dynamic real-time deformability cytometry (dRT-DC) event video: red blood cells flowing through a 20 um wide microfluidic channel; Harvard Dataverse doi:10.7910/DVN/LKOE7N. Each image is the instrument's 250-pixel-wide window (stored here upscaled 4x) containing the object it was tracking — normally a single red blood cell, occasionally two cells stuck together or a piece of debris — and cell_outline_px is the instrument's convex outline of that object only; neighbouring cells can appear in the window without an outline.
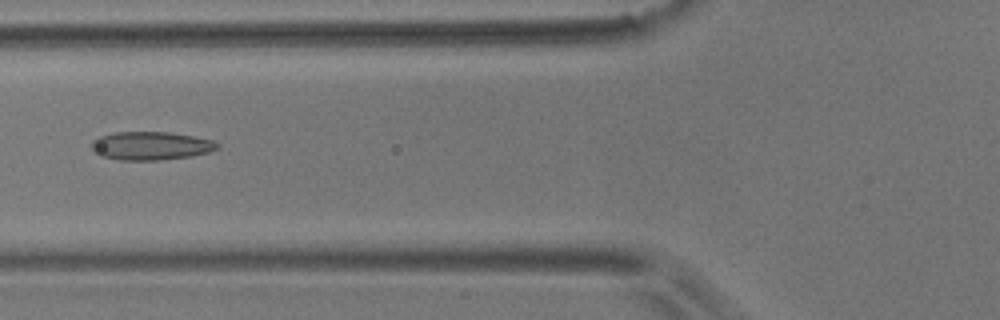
{"species": "common noctule bat (a hibernating species)", "species_latin": "Nyctalus noctula", "temperature_condition": "room temperature", "stored_images_in_passage": 2, "camera_frame_rate_fps": 3000, "um_per_image_px": 0.085, "animal": {"sex": "male", "body_mass_g": 17.9}, "frame": {"image": 1, "passage_image": 2, "time_ms": 0.333, "image_size_px": [1000, 320], "cell_outline_px": [[220, 148], [208, 152], [192, 156], [156, 160], [120, 160], [100, 156], [92, 152], [88, 144], [92, 140], [100, 136], [116, 132], [168, 132], [196, 136], [212, 140], [220, 144]], "centroid_in_image_um": [12.78, 12.39], "position_along_channel_um": 113.0, "area_um2": 21.1}}